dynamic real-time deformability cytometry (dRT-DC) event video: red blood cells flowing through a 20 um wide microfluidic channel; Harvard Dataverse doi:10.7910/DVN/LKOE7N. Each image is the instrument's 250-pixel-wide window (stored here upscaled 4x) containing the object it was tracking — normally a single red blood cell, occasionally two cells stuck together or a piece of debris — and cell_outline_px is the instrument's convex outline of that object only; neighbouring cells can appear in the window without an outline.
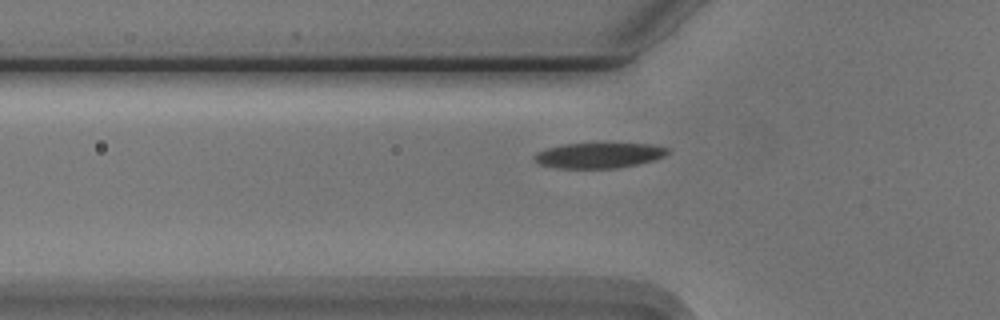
{"species": "Egyptian fruit bat (a non-hibernating species)", "species_latin": "Rousettus aegyptiacus", "temperature_condition": "cold", "stored_images_in_passage": 39, "camera_frame_rate_fps": 3000, "um_per_image_px": 0.085, "animal": {"sex": "male"}, "frame": {"image": 1, "passage_image": 7, "time_ms": 2.0, "image_size_px": [1000, 320], "cell_outline_px": [[668, 152], [664, 156], [656, 160], [616, 168], [556, 168], [540, 164], [532, 160], [532, 156], [536, 152], [544, 148], [564, 144], [652, 144], [668, 148]], "centroid_in_image_um": [50.84, 13.21], "position_along_channel_um": 75.0, "area_um2": 19.71}}
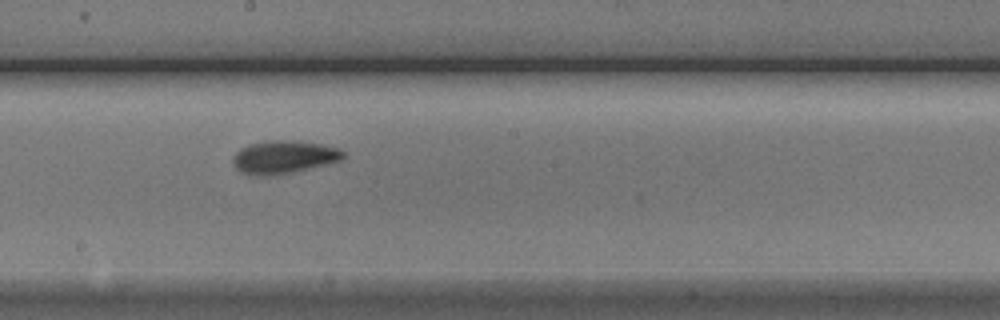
{"frame": {"image": 2, "passage_image": 19, "time_ms": 6.0, "image_size_px": [1000, 320], "cell_outline_px": [[344, 156], [340, 160], [292, 172], [264, 176], [256, 176], [240, 172], [232, 164], [232, 156], [240, 148], [248, 144], [268, 140], [284, 140], [320, 144], [340, 148], [344, 152]], "centroid_in_image_um": [24.05, 13.34], "position_along_channel_um": 224.2, "area_um2": 21.04}}
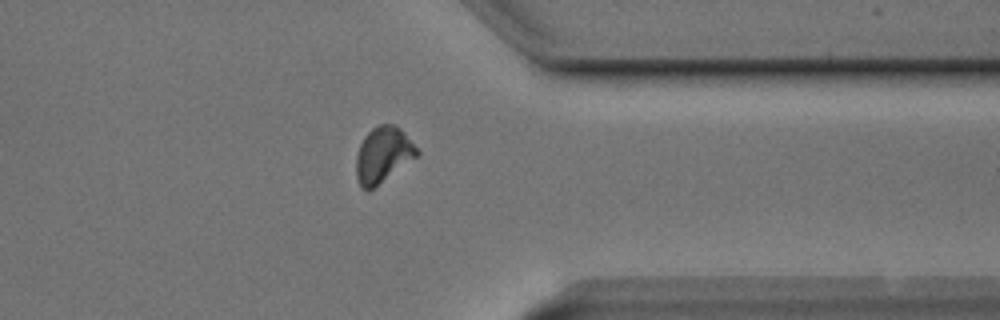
{"frame": {"image": 3, "passage_image": 32, "time_ms": 10.333, "image_size_px": [1000, 320], "cell_outline_px": [[420, 152], [416, 156], [368, 192], [360, 184], [356, 176], [356, 156], [360, 144], [364, 136], [372, 128], [380, 124], [392, 124], [400, 128], [404, 132]], "centroid_in_image_um": [32.53, 13.14], "position_along_channel_um": 378.9, "area_um2": 19.36}, "authors_computed_cell_mechanics": {"area_um2": 19.4786, "velocity_mm_per_s": 3.7207, "shape_relaxation_time_tau1_ms": 2.4175, "shape_relaxation_time_tau2_ms": 3.2892, "deformation_change_tau1": 0.1411, "deformation_change_tau2": 0.0695}}